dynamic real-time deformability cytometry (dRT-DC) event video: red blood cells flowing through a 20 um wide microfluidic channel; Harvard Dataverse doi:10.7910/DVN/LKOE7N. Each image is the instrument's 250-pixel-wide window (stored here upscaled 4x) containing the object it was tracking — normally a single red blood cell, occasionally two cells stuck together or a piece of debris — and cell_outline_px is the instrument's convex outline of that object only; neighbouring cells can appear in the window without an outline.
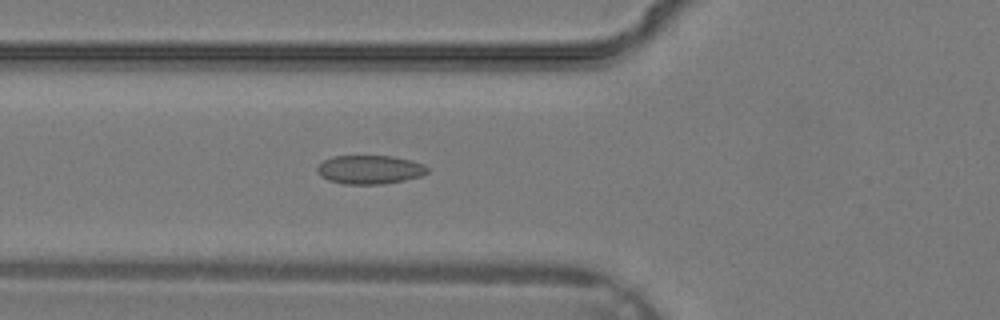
{"species": "common noctule bat (a hibernating species)", "species_latin": "Nyctalus noctula", "temperature_condition": "warm", "stored_images_in_passage": 37, "camera_frame_rate_fps": 3000, "um_per_image_px": 0.085, "animal": {"sex": "male", "body_mass_g": 19.2, "forearm_length_mm": 51.8}, "frame": {"image": 1, "passage_image": 14, "time_ms": 4.333, "image_size_px": [1000, 320], "cell_outline_px": [[428, 172], [420, 176], [404, 180], [384, 184], [344, 184], [328, 180], [320, 176], [316, 172], [316, 168], [324, 160], [332, 156], [392, 156], [412, 160], [424, 164], [428, 168]], "centroid_in_image_um": [31.42, 14.41], "position_along_channel_um": 94.4, "area_um2": 18.55}}
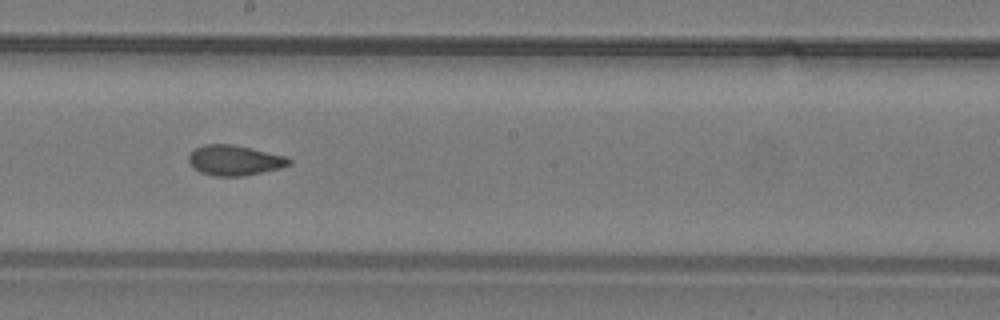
{"frame": {"image": 2, "passage_image": 21, "time_ms": 6.667, "image_size_px": [1000, 320], "cell_outline_px": [[292, 164], [280, 168], [244, 176], [216, 176], [200, 172], [192, 168], [188, 160], [188, 156], [196, 148], [204, 144], [232, 144], [252, 148], [284, 156], [292, 160]], "centroid_in_image_um": [19.93, 13.63], "position_along_channel_um": 228.3, "area_um2": 17.69}}
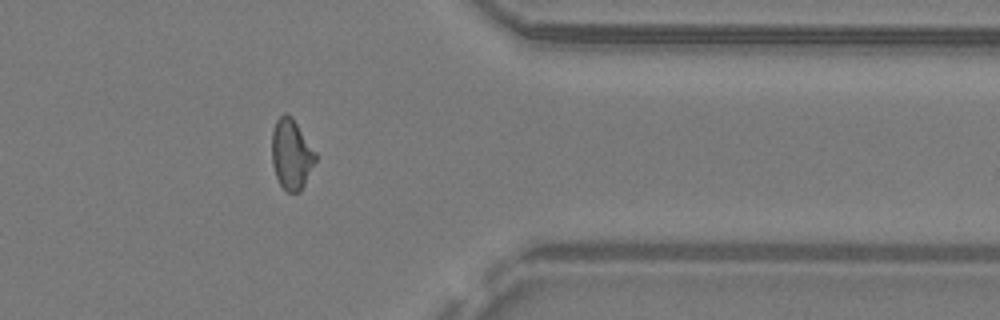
{"frame": {"image": 3, "passage_image": 30, "time_ms": 9.667, "image_size_px": [1000, 320], "cell_outline_px": [[316, 160], [300, 192], [288, 192], [280, 184], [276, 176], [272, 164], [272, 132], [276, 120], [284, 112], [292, 116], [316, 152]], "centroid_in_image_um": [24.76, 13.09], "position_along_channel_um": 386.6, "area_um2": 17.8}}